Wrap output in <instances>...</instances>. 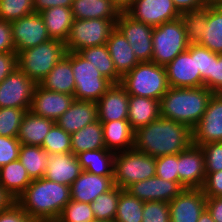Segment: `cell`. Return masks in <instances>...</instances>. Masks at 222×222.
<instances>
[{
    "mask_svg": "<svg viewBox=\"0 0 222 222\" xmlns=\"http://www.w3.org/2000/svg\"><path fill=\"white\" fill-rule=\"evenodd\" d=\"M74 99L97 102L113 84L78 52H72Z\"/></svg>",
    "mask_w": 222,
    "mask_h": 222,
    "instance_id": "ba28073f",
    "label": "cell"
},
{
    "mask_svg": "<svg viewBox=\"0 0 222 222\" xmlns=\"http://www.w3.org/2000/svg\"><path fill=\"white\" fill-rule=\"evenodd\" d=\"M179 184L184 188L201 189L205 178V159L201 147L191 144L178 153Z\"/></svg>",
    "mask_w": 222,
    "mask_h": 222,
    "instance_id": "2e32d148",
    "label": "cell"
},
{
    "mask_svg": "<svg viewBox=\"0 0 222 222\" xmlns=\"http://www.w3.org/2000/svg\"><path fill=\"white\" fill-rule=\"evenodd\" d=\"M116 28L124 35L140 62H151L153 56L152 32L154 27L139 22L121 12Z\"/></svg>",
    "mask_w": 222,
    "mask_h": 222,
    "instance_id": "8fae6325",
    "label": "cell"
},
{
    "mask_svg": "<svg viewBox=\"0 0 222 222\" xmlns=\"http://www.w3.org/2000/svg\"><path fill=\"white\" fill-rule=\"evenodd\" d=\"M82 171L77 155L72 152L52 154L48 157L44 178L70 186Z\"/></svg>",
    "mask_w": 222,
    "mask_h": 222,
    "instance_id": "7402d4cb",
    "label": "cell"
},
{
    "mask_svg": "<svg viewBox=\"0 0 222 222\" xmlns=\"http://www.w3.org/2000/svg\"><path fill=\"white\" fill-rule=\"evenodd\" d=\"M206 209L215 222H222V196L207 197Z\"/></svg>",
    "mask_w": 222,
    "mask_h": 222,
    "instance_id": "6f0895ef",
    "label": "cell"
},
{
    "mask_svg": "<svg viewBox=\"0 0 222 222\" xmlns=\"http://www.w3.org/2000/svg\"><path fill=\"white\" fill-rule=\"evenodd\" d=\"M16 52L12 38L11 22L0 19V53Z\"/></svg>",
    "mask_w": 222,
    "mask_h": 222,
    "instance_id": "f5cc1de1",
    "label": "cell"
},
{
    "mask_svg": "<svg viewBox=\"0 0 222 222\" xmlns=\"http://www.w3.org/2000/svg\"><path fill=\"white\" fill-rule=\"evenodd\" d=\"M210 142H222V96L214 93L205 113L192 129V144L202 146Z\"/></svg>",
    "mask_w": 222,
    "mask_h": 222,
    "instance_id": "9a60e30c",
    "label": "cell"
},
{
    "mask_svg": "<svg viewBox=\"0 0 222 222\" xmlns=\"http://www.w3.org/2000/svg\"><path fill=\"white\" fill-rule=\"evenodd\" d=\"M189 44H199L206 27V7L203 9L184 12L180 16Z\"/></svg>",
    "mask_w": 222,
    "mask_h": 222,
    "instance_id": "f35d334b",
    "label": "cell"
},
{
    "mask_svg": "<svg viewBox=\"0 0 222 222\" xmlns=\"http://www.w3.org/2000/svg\"><path fill=\"white\" fill-rule=\"evenodd\" d=\"M55 121L27 111L21 122L17 139L23 145L42 146Z\"/></svg>",
    "mask_w": 222,
    "mask_h": 222,
    "instance_id": "f1b7e54d",
    "label": "cell"
},
{
    "mask_svg": "<svg viewBox=\"0 0 222 222\" xmlns=\"http://www.w3.org/2000/svg\"><path fill=\"white\" fill-rule=\"evenodd\" d=\"M39 14L44 20L50 38L66 42L74 20L71 8L57 6Z\"/></svg>",
    "mask_w": 222,
    "mask_h": 222,
    "instance_id": "f546056e",
    "label": "cell"
},
{
    "mask_svg": "<svg viewBox=\"0 0 222 222\" xmlns=\"http://www.w3.org/2000/svg\"><path fill=\"white\" fill-rule=\"evenodd\" d=\"M198 222H215L210 215L209 211L205 208L204 211L201 213Z\"/></svg>",
    "mask_w": 222,
    "mask_h": 222,
    "instance_id": "94428289",
    "label": "cell"
},
{
    "mask_svg": "<svg viewBox=\"0 0 222 222\" xmlns=\"http://www.w3.org/2000/svg\"><path fill=\"white\" fill-rule=\"evenodd\" d=\"M11 32L16 53L51 39L39 13H33L12 21Z\"/></svg>",
    "mask_w": 222,
    "mask_h": 222,
    "instance_id": "5bb4252c",
    "label": "cell"
},
{
    "mask_svg": "<svg viewBox=\"0 0 222 222\" xmlns=\"http://www.w3.org/2000/svg\"><path fill=\"white\" fill-rule=\"evenodd\" d=\"M222 92V54L214 53L213 93Z\"/></svg>",
    "mask_w": 222,
    "mask_h": 222,
    "instance_id": "9f6ffc18",
    "label": "cell"
},
{
    "mask_svg": "<svg viewBox=\"0 0 222 222\" xmlns=\"http://www.w3.org/2000/svg\"><path fill=\"white\" fill-rule=\"evenodd\" d=\"M18 68L17 53H0V83L12 72Z\"/></svg>",
    "mask_w": 222,
    "mask_h": 222,
    "instance_id": "816d5d0a",
    "label": "cell"
},
{
    "mask_svg": "<svg viewBox=\"0 0 222 222\" xmlns=\"http://www.w3.org/2000/svg\"><path fill=\"white\" fill-rule=\"evenodd\" d=\"M201 189L206 197L222 196V170L206 172V178Z\"/></svg>",
    "mask_w": 222,
    "mask_h": 222,
    "instance_id": "681fc988",
    "label": "cell"
},
{
    "mask_svg": "<svg viewBox=\"0 0 222 222\" xmlns=\"http://www.w3.org/2000/svg\"><path fill=\"white\" fill-rule=\"evenodd\" d=\"M32 179L19 160L0 167V185L17 199L31 184Z\"/></svg>",
    "mask_w": 222,
    "mask_h": 222,
    "instance_id": "1f68e13d",
    "label": "cell"
},
{
    "mask_svg": "<svg viewBox=\"0 0 222 222\" xmlns=\"http://www.w3.org/2000/svg\"><path fill=\"white\" fill-rule=\"evenodd\" d=\"M153 56L151 62L166 66L189 47L181 18L164 22L152 32Z\"/></svg>",
    "mask_w": 222,
    "mask_h": 222,
    "instance_id": "52a82bcc",
    "label": "cell"
},
{
    "mask_svg": "<svg viewBox=\"0 0 222 222\" xmlns=\"http://www.w3.org/2000/svg\"><path fill=\"white\" fill-rule=\"evenodd\" d=\"M67 54L65 42L50 39L17 53L18 69L39 84Z\"/></svg>",
    "mask_w": 222,
    "mask_h": 222,
    "instance_id": "277c9868",
    "label": "cell"
},
{
    "mask_svg": "<svg viewBox=\"0 0 222 222\" xmlns=\"http://www.w3.org/2000/svg\"><path fill=\"white\" fill-rule=\"evenodd\" d=\"M213 94L205 86L196 88L170 87L159 101L160 115L186 124L192 130L205 113Z\"/></svg>",
    "mask_w": 222,
    "mask_h": 222,
    "instance_id": "3957f363",
    "label": "cell"
},
{
    "mask_svg": "<svg viewBox=\"0 0 222 222\" xmlns=\"http://www.w3.org/2000/svg\"><path fill=\"white\" fill-rule=\"evenodd\" d=\"M199 45L222 54V8L212 2L206 7V27Z\"/></svg>",
    "mask_w": 222,
    "mask_h": 222,
    "instance_id": "d6a6232c",
    "label": "cell"
},
{
    "mask_svg": "<svg viewBox=\"0 0 222 222\" xmlns=\"http://www.w3.org/2000/svg\"><path fill=\"white\" fill-rule=\"evenodd\" d=\"M123 190L114 185L109 191L97 196L90 204L95 219L114 222L119 195Z\"/></svg>",
    "mask_w": 222,
    "mask_h": 222,
    "instance_id": "8d00e7d4",
    "label": "cell"
},
{
    "mask_svg": "<svg viewBox=\"0 0 222 222\" xmlns=\"http://www.w3.org/2000/svg\"><path fill=\"white\" fill-rule=\"evenodd\" d=\"M49 153L40 146L21 144L18 160L32 180L44 177Z\"/></svg>",
    "mask_w": 222,
    "mask_h": 222,
    "instance_id": "d590c367",
    "label": "cell"
},
{
    "mask_svg": "<svg viewBox=\"0 0 222 222\" xmlns=\"http://www.w3.org/2000/svg\"><path fill=\"white\" fill-rule=\"evenodd\" d=\"M129 95L160 101L170 88L165 66L153 62H140L121 80Z\"/></svg>",
    "mask_w": 222,
    "mask_h": 222,
    "instance_id": "5b68a950",
    "label": "cell"
},
{
    "mask_svg": "<svg viewBox=\"0 0 222 222\" xmlns=\"http://www.w3.org/2000/svg\"><path fill=\"white\" fill-rule=\"evenodd\" d=\"M95 219L91 205L70 200L63 208L56 222H89Z\"/></svg>",
    "mask_w": 222,
    "mask_h": 222,
    "instance_id": "b9f144b4",
    "label": "cell"
},
{
    "mask_svg": "<svg viewBox=\"0 0 222 222\" xmlns=\"http://www.w3.org/2000/svg\"><path fill=\"white\" fill-rule=\"evenodd\" d=\"M78 53L112 83H121L122 77L115 70L107 45L81 49Z\"/></svg>",
    "mask_w": 222,
    "mask_h": 222,
    "instance_id": "e575fe53",
    "label": "cell"
},
{
    "mask_svg": "<svg viewBox=\"0 0 222 222\" xmlns=\"http://www.w3.org/2000/svg\"><path fill=\"white\" fill-rule=\"evenodd\" d=\"M125 13L136 21L157 27L180 18L172 0H134Z\"/></svg>",
    "mask_w": 222,
    "mask_h": 222,
    "instance_id": "4fadbf2b",
    "label": "cell"
},
{
    "mask_svg": "<svg viewBox=\"0 0 222 222\" xmlns=\"http://www.w3.org/2000/svg\"><path fill=\"white\" fill-rule=\"evenodd\" d=\"M121 12H125V10L132 4L134 0H111Z\"/></svg>",
    "mask_w": 222,
    "mask_h": 222,
    "instance_id": "91938a15",
    "label": "cell"
},
{
    "mask_svg": "<svg viewBox=\"0 0 222 222\" xmlns=\"http://www.w3.org/2000/svg\"><path fill=\"white\" fill-rule=\"evenodd\" d=\"M74 100L73 95L50 91L37 84L33 92L30 111L37 116L56 121L69 109Z\"/></svg>",
    "mask_w": 222,
    "mask_h": 222,
    "instance_id": "e0dca14e",
    "label": "cell"
},
{
    "mask_svg": "<svg viewBox=\"0 0 222 222\" xmlns=\"http://www.w3.org/2000/svg\"><path fill=\"white\" fill-rule=\"evenodd\" d=\"M177 11L182 14L207 7L212 0H172Z\"/></svg>",
    "mask_w": 222,
    "mask_h": 222,
    "instance_id": "db71d44e",
    "label": "cell"
},
{
    "mask_svg": "<svg viewBox=\"0 0 222 222\" xmlns=\"http://www.w3.org/2000/svg\"><path fill=\"white\" fill-rule=\"evenodd\" d=\"M105 148L114 153L134 148L135 131L128 120L102 123Z\"/></svg>",
    "mask_w": 222,
    "mask_h": 222,
    "instance_id": "484cf974",
    "label": "cell"
},
{
    "mask_svg": "<svg viewBox=\"0 0 222 222\" xmlns=\"http://www.w3.org/2000/svg\"><path fill=\"white\" fill-rule=\"evenodd\" d=\"M101 148H105V143L102 123L99 120L71 134V152L75 155Z\"/></svg>",
    "mask_w": 222,
    "mask_h": 222,
    "instance_id": "836d02e7",
    "label": "cell"
},
{
    "mask_svg": "<svg viewBox=\"0 0 222 222\" xmlns=\"http://www.w3.org/2000/svg\"><path fill=\"white\" fill-rule=\"evenodd\" d=\"M15 202L16 199L0 185V212L8 209Z\"/></svg>",
    "mask_w": 222,
    "mask_h": 222,
    "instance_id": "680465c9",
    "label": "cell"
},
{
    "mask_svg": "<svg viewBox=\"0 0 222 222\" xmlns=\"http://www.w3.org/2000/svg\"><path fill=\"white\" fill-rule=\"evenodd\" d=\"M35 13H40L52 7H66L71 8L73 0H33Z\"/></svg>",
    "mask_w": 222,
    "mask_h": 222,
    "instance_id": "11a10c76",
    "label": "cell"
},
{
    "mask_svg": "<svg viewBox=\"0 0 222 222\" xmlns=\"http://www.w3.org/2000/svg\"><path fill=\"white\" fill-rule=\"evenodd\" d=\"M0 222H35L29 217L17 203H13L8 209L0 212Z\"/></svg>",
    "mask_w": 222,
    "mask_h": 222,
    "instance_id": "f907efd6",
    "label": "cell"
},
{
    "mask_svg": "<svg viewBox=\"0 0 222 222\" xmlns=\"http://www.w3.org/2000/svg\"><path fill=\"white\" fill-rule=\"evenodd\" d=\"M74 19H105L117 21L120 9L111 0H73Z\"/></svg>",
    "mask_w": 222,
    "mask_h": 222,
    "instance_id": "4316f807",
    "label": "cell"
},
{
    "mask_svg": "<svg viewBox=\"0 0 222 222\" xmlns=\"http://www.w3.org/2000/svg\"><path fill=\"white\" fill-rule=\"evenodd\" d=\"M36 83L18 68L0 83V108L30 110Z\"/></svg>",
    "mask_w": 222,
    "mask_h": 222,
    "instance_id": "30bf717a",
    "label": "cell"
},
{
    "mask_svg": "<svg viewBox=\"0 0 222 222\" xmlns=\"http://www.w3.org/2000/svg\"><path fill=\"white\" fill-rule=\"evenodd\" d=\"M21 143L17 137L0 135V167L18 160Z\"/></svg>",
    "mask_w": 222,
    "mask_h": 222,
    "instance_id": "c3c4849f",
    "label": "cell"
},
{
    "mask_svg": "<svg viewBox=\"0 0 222 222\" xmlns=\"http://www.w3.org/2000/svg\"><path fill=\"white\" fill-rule=\"evenodd\" d=\"M156 176L167 181L179 183L178 154L157 157Z\"/></svg>",
    "mask_w": 222,
    "mask_h": 222,
    "instance_id": "f6af8a7d",
    "label": "cell"
},
{
    "mask_svg": "<svg viewBox=\"0 0 222 222\" xmlns=\"http://www.w3.org/2000/svg\"><path fill=\"white\" fill-rule=\"evenodd\" d=\"M212 3L216 4L218 6H221L222 5V0H212Z\"/></svg>",
    "mask_w": 222,
    "mask_h": 222,
    "instance_id": "6125c7cd",
    "label": "cell"
},
{
    "mask_svg": "<svg viewBox=\"0 0 222 222\" xmlns=\"http://www.w3.org/2000/svg\"><path fill=\"white\" fill-rule=\"evenodd\" d=\"M116 29V22L105 19H74L65 42L67 52L106 45Z\"/></svg>",
    "mask_w": 222,
    "mask_h": 222,
    "instance_id": "9c48e42d",
    "label": "cell"
},
{
    "mask_svg": "<svg viewBox=\"0 0 222 222\" xmlns=\"http://www.w3.org/2000/svg\"><path fill=\"white\" fill-rule=\"evenodd\" d=\"M200 147L204 154L206 172L222 170V142H210Z\"/></svg>",
    "mask_w": 222,
    "mask_h": 222,
    "instance_id": "7dc6e473",
    "label": "cell"
},
{
    "mask_svg": "<svg viewBox=\"0 0 222 222\" xmlns=\"http://www.w3.org/2000/svg\"><path fill=\"white\" fill-rule=\"evenodd\" d=\"M160 116L158 100L129 95L127 120L134 131L157 120Z\"/></svg>",
    "mask_w": 222,
    "mask_h": 222,
    "instance_id": "83f0119b",
    "label": "cell"
},
{
    "mask_svg": "<svg viewBox=\"0 0 222 222\" xmlns=\"http://www.w3.org/2000/svg\"><path fill=\"white\" fill-rule=\"evenodd\" d=\"M97 120L98 107L96 102L74 100L69 109L55 123L67 133L72 134Z\"/></svg>",
    "mask_w": 222,
    "mask_h": 222,
    "instance_id": "603a6c76",
    "label": "cell"
},
{
    "mask_svg": "<svg viewBox=\"0 0 222 222\" xmlns=\"http://www.w3.org/2000/svg\"><path fill=\"white\" fill-rule=\"evenodd\" d=\"M192 144V130L183 123L159 117L135 131L134 149L154 158L178 154Z\"/></svg>",
    "mask_w": 222,
    "mask_h": 222,
    "instance_id": "6da1fadb",
    "label": "cell"
},
{
    "mask_svg": "<svg viewBox=\"0 0 222 222\" xmlns=\"http://www.w3.org/2000/svg\"><path fill=\"white\" fill-rule=\"evenodd\" d=\"M168 84L176 88L203 87V80L196 65V44L177 55L165 66Z\"/></svg>",
    "mask_w": 222,
    "mask_h": 222,
    "instance_id": "7c38bea8",
    "label": "cell"
},
{
    "mask_svg": "<svg viewBox=\"0 0 222 222\" xmlns=\"http://www.w3.org/2000/svg\"><path fill=\"white\" fill-rule=\"evenodd\" d=\"M130 195L139 200L170 202L178 196L184 188L178 183L167 181L157 176L131 184L125 189Z\"/></svg>",
    "mask_w": 222,
    "mask_h": 222,
    "instance_id": "ac0fdd59",
    "label": "cell"
},
{
    "mask_svg": "<svg viewBox=\"0 0 222 222\" xmlns=\"http://www.w3.org/2000/svg\"><path fill=\"white\" fill-rule=\"evenodd\" d=\"M129 94L121 83H113L96 102L101 123L127 120Z\"/></svg>",
    "mask_w": 222,
    "mask_h": 222,
    "instance_id": "ffe728a7",
    "label": "cell"
},
{
    "mask_svg": "<svg viewBox=\"0 0 222 222\" xmlns=\"http://www.w3.org/2000/svg\"><path fill=\"white\" fill-rule=\"evenodd\" d=\"M70 200V186L42 177L32 180L16 202L35 222H56Z\"/></svg>",
    "mask_w": 222,
    "mask_h": 222,
    "instance_id": "7a4b0ae2",
    "label": "cell"
},
{
    "mask_svg": "<svg viewBox=\"0 0 222 222\" xmlns=\"http://www.w3.org/2000/svg\"><path fill=\"white\" fill-rule=\"evenodd\" d=\"M89 222H107V221H102V220H97V219H94V220L89 221Z\"/></svg>",
    "mask_w": 222,
    "mask_h": 222,
    "instance_id": "be15d7a7",
    "label": "cell"
},
{
    "mask_svg": "<svg viewBox=\"0 0 222 222\" xmlns=\"http://www.w3.org/2000/svg\"><path fill=\"white\" fill-rule=\"evenodd\" d=\"M114 176H98L82 171L79 177L70 185L71 200L91 204L95 198L113 186Z\"/></svg>",
    "mask_w": 222,
    "mask_h": 222,
    "instance_id": "44dd1931",
    "label": "cell"
},
{
    "mask_svg": "<svg viewBox=\"0 0 222 222\" xmlns=\"http://www.w3.org/2000/svg\"><path fill=\"white\" fill-rule=\"evenodd\" d=\"M196 65L203 80V86L213 92L214 52L196 44Z\"/></svg>",
    "mask_w": 222,
    "mask_h": 222,
    "instance_id": "ee69618b",
    "label": "cell"
},
{
    "mask_svg": "<svg viewBox=\"0 0 222 222\" xmlns=\"http://www.w3.org/2000/svg\"><path fill=\"white\" fill-rule=\"evenodd\" d=\"M39 84L50 91L74 95L75 80L72 69V52H67Z\"/></svg>",
    "mask_w": 222,
    "mask_h": 222,
    "instance_id": "cb8c5ba5",
    "label": "cell"
},
{
    "mask_svg": "<svg viewBox=\"0 0 222 222\" xmlns=\"http://www.w3.org/2000/svg\"><path fill=\"white\" fill-rule=\"evenodd\" d=\"M144 201L123 190L119 195L114 222H142Z\"/></svg>",
    "mask_w": 222,
    "mask_h": 222,
    "instance_id": "74e56055",
    "label": "cell"
},
{
    "mask_svg": "<svg viewBox=\"0 0 222 222\" xmlns=\"http://www.w3.org/2000/svg\"><path fill=\"white\" fill-rule=\"evenodd\" d=\"M107 47L117 73L123 77L140 61L124 35L116 28L107 40Z\"/></svg>",
    "mask_w": 222,
    "mask_h": 222,
    "instance_id": "d4e9b609",
    "label": "cell"
},
{
    "mask_svg": "<svg viewBox=\"0 0 222 222\" xmlns=\"http://www.w3.org/2000/svg\"><path fill=\"white\" fill-rule=\"evenodd\" d=\"M35 13L33 0H0V19L12 22Z\"/></svg>",
    "mask_w": 222,
    "mask_h": 222,
    "instance_id": "60d3db41",
    "label": "cell"
},
{
    "mask_svg": "<svg viewBox=\"0 0 222 222\" xmlns=\"http://www.w3.org/2000/svg\"><path fill=\"white\" fill-rule=\"evenodd\" d=\"M114 155L101 148L80 152L77 157L82 170L98 176H114Z\"/></svg>",
    "mask_w": 222,
    "mask_h": 222,
    "instance_id": "4dcf8cb0",
    "label": "cell"
},
{
    "mask_svg": "<svg viewBox=\"0 0 222 222\" xmlns=\"http://www.w3.org/2000/svg\"><path fill=\"white\" fill-rule=\"evenodd\" d=\"M26 112L25 109L0 108V135L17 137Z\"/></svg>",
    "mask_w": 222,
    "mask_h": 222,
    "instance_id": "7bdbcfd3",
    "label": "cell"
},
{
    "mask_svg": "<svg viewBox=\"0 0 222 222\" xmlns=\"http://www.w3.org/2000/svg\"><path fill=\"white\" fill-rule=\"evenodd\" d=\"M41 147L50 155L71 152V134L55 123L45 136Z\"/></svg>",
    "mask_w": 222,
    "mask_h": 222,
    "instance_id": "ab89813d",
    "label": "cell"
},
{
    "mask_svg": "<svg viewBox=\"0 0 222 222\" xmlns=\"http://www.w3.org/2000/svg\"><path fill=\"white\" fill-rule=\"evenodd\" d=\"M142 222H170L169 203L161 201L144 202Z\"/></svg>",
    "mask_w": 222,
    "mask_h": 222,
    "instance_id": "bcb514c9",
    "label": "cell"
},
{
    "mask_svg": "<svg viewBox=\"0 0 222 222\" xmlns=\"http://www.w3.org/2000/svg\"><path fill=\"white\" fill-rule=\"evenodd\" d=\"M156 176V158L134 148L114 155V185L125 190L133 183Z\"/></svg>",
    "mask_w": 222,
    "mask_h": 222,
    "instance_id": "8992f818",
    "label": "cell"
},
{
    "mask_svg": "<svg viewBox=\"0 0 222 222\" xmlns=\"http://www.w3.org/2000/svg\"><path fill=\"white\" fill-rule=\"evenodd\" d=\"M206 198L202 189H184L169 202L170 222H198L206 208Z\"/></svg>",
    "mask_w": 222,
    "mask_h": 222,
    "instance_id": "d6986e66",
    "label": "cell"
}]
</instances>
